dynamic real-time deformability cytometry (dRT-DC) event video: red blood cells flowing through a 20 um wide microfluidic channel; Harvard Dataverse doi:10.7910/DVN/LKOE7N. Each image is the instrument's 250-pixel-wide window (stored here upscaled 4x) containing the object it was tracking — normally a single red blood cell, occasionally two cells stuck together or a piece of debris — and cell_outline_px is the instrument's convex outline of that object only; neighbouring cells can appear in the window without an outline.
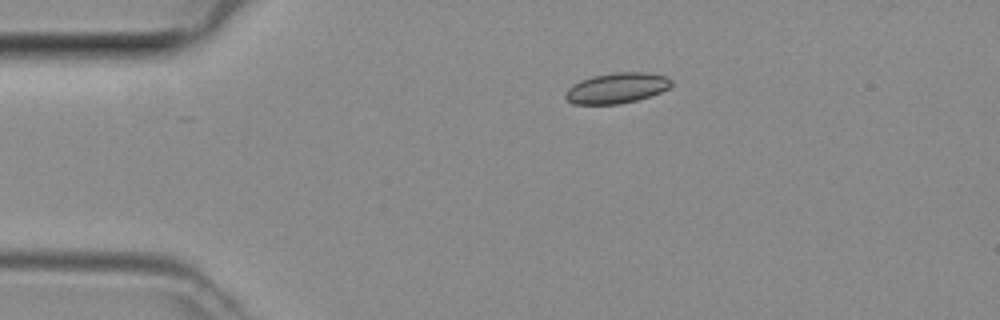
{"species": "common noctule bat (a hibernating species)", "species_latin": "Nyctalus noctula", "temperature_condition": "room temperature", "stored_images_in_passage": 30, "camera_frame_rate_fps": 3000, "um_per_image_px": 0.085, "animal": {"sex": "female", "body_mass_g": 29.2, "forearm_length_mm": 56.3}, "frame": {"image": 1, "passage_image": 1, "time_ms": 0.0, "image_size_px": [1000, 320], "cell_outline_px": [[672, 84], [668, 88], [660, 92], [636, 100], [616, 104], [572, 104], [564, 96], [564, 92], [572, 84], [580, 80], [592, 76], [616, 72], [644, 72], [664, 76], [672, 80]], "centroid_in_image_um": [52.37, 7.48], "position_along_channel_um": 32.6, "area_um2": 18.73}}
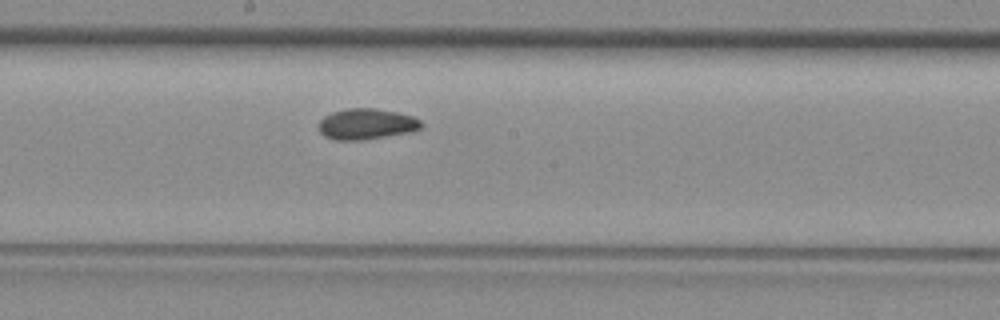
{"frame": {"image": 2, "passage_image": 17, "time_ms": 5.333, "image_size_px": [1000, 320], "cell_outline_px": [[424, 124], [420, 128], [408, 132], [360, 140], [336, 140], [324, 136], [320, 132], [320, 120], [324, 116], [332, 112], [348, 108], [372, 108], [396, 112], [412, 116], [420, 120]], "centroid_in_image_um": [31.13, 10.53], "position_along_channel_um": 217.1, "area_um2": 18.15}}
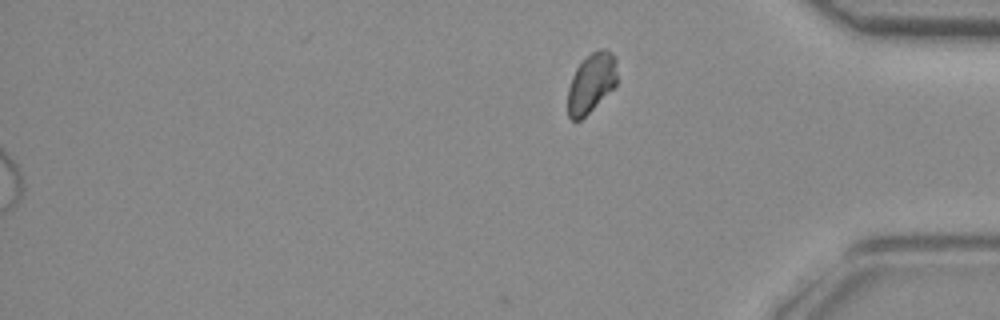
{"frame": {"image": 3, "passage_image": 30, "time_ms": 9.667, "image_size_px": [1000, 320], "cell_outline_px": [[616, 84], [580, 120], [572, 120], [568, 116], [568, 88], [572, 76], [576, 68], [592, 52], [600, 48], [608, 48], [616, 56]], "centroid_in_image_um": [50.26, 7.0], "position_along_channel_um": 384.9, "area_um2": 16.82}}